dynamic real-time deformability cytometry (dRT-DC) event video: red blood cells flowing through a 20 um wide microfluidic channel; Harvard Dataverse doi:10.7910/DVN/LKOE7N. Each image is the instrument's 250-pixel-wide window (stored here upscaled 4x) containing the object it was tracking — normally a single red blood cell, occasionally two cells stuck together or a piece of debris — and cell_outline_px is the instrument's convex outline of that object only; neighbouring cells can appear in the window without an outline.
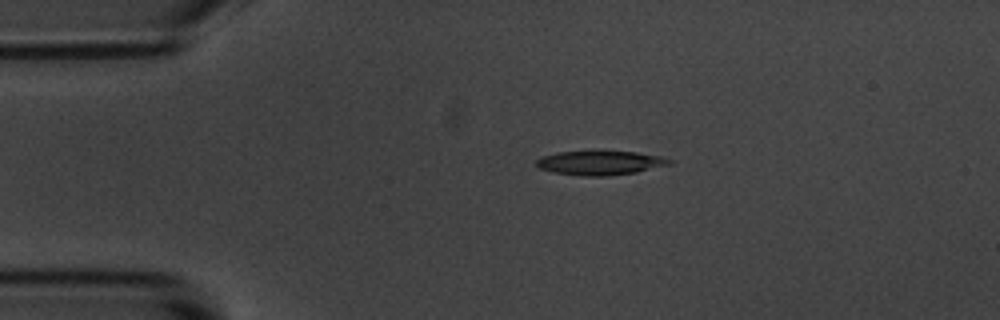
{"species": "common noctule bat (a hibernating species)", "species_latin": "Nyctalus noctula", "temperature_condition": "room temperature", "stored_images_in_passage": 5, "camera_frame_rate_fps": 3000, "um_per_image_px": 0.085, "animal": {"sex": "male", "body_mass_g": 20.1, "forearm_length_mm": 53.5}, "frame": {"image": 1, "passage_image": 5, "time_ms": 1.333, "image_size_px": [1000, 320], "cell_outline_px": [[672, 164], [636, 172], [608, 176], [580, 176], [552, 172], [540, 168], [536, 164], [536, 160], [544, 156], [556, 152], [592, 148], [636, 152], [660, 156], [672, 160]], "centroid_in_image_um": [50.99, 13.8], "position_along_channel_um": 34.0, "area_um2": 19.65}}